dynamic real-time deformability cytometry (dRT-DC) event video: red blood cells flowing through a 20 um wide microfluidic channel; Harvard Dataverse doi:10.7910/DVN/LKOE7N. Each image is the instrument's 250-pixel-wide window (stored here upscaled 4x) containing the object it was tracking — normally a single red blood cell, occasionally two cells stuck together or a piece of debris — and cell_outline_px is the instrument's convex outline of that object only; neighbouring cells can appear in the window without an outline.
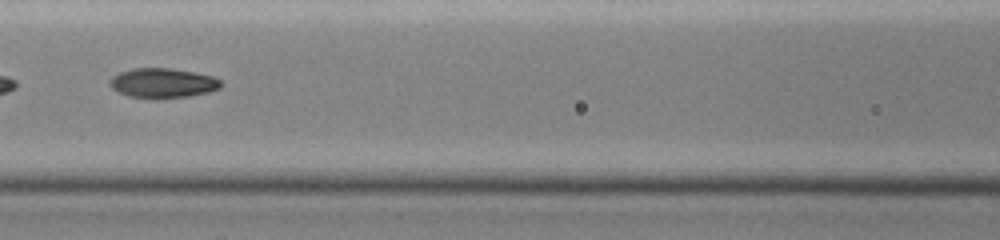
{"species": "common noctule bat (a hibernating species)", "species_latin": "Nyctalus noctula", "temperature_condition": "cold", "stored_images_in_passage": 24, "camera_frame_rate_fps": 3000, "um_per_image_px": 0.085, "animal": {"sex": "female", "body_mass_g": 19.0, "forearm_length_mm": 51.5}, "frame": {"image": 1, "passage_image": 21, "time_ms": 6.667, "image_size_px": [1000, 240], "cell_outline_px": [[224, 84], [220, 88], [208, 92], [188, 96], [128, 96], [116, 92], [108, 84], [108, 80], [112, 76], [120, 72], [132, 68], [168, 68], [196, 72], [212, 76], [220, 80]], "centroid_in_image_um": [13.82, 7.02], "position_along_channel_um": 152.8, "area_um2": 18.84}}